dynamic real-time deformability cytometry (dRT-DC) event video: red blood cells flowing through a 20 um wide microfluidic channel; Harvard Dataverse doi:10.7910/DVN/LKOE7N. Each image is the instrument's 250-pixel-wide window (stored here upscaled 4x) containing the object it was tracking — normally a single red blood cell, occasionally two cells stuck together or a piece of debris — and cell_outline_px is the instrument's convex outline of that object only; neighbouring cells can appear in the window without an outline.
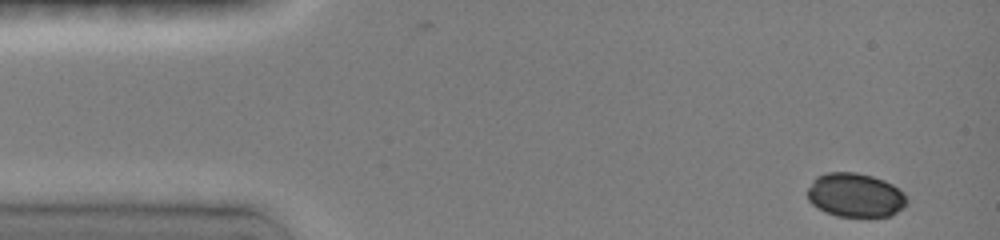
{"species": "common noctule bat (a hibernating species)", "species_latin": "Nyctalus noctula", "temperature_condition": "room temperature", "stored_images_in_passage": 9, "camera_frame_rate_fps": 3000, "um_per_image_px": 0.085, "animal": {"sex": "female", "body_mass_g": 19.0, "forearm_length_mm": 51.5}, "frame": {"image": 1, "passage_image": 1, "time_ms": 0.0, "image_size_px": [1000, 240], "cell_outline_px": [[908, 204], [904, 208], [892, 216], [836, 216], [824, 212], [812, 204], [808, 200], [808, 188], [812, 180], [816, 176], [828, 172], [856, 172], [872, 176], [884, 180], [892, 184], [904, 192], [908, 200]], "centroid_in_image_um": [72.72, 16.59], "position_along_channel_um": 12.3, "area_um2": 25.78}}
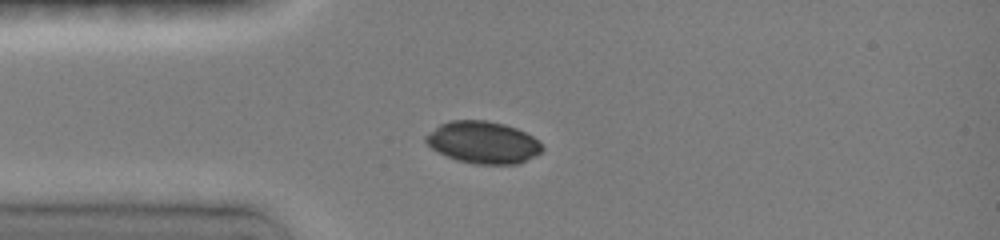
{"frame": {"image": 2, "passage_image": 6, "time_ms": 3.0, "image_size_px": [1000, 240], "cell_outline_px": [[544, 148], [540, 152], [520, 164], [472, 164], [456, 160], [432, 148], [424, 140], [424, 136], [440, 124], [448, 120], [488, 120], [504, 124], [516, 128], [540, 140]], "centroid_in_image_um": [41.07, 12.1], "position_along_channel_um": 43.9, "area_um2": 28.61}}